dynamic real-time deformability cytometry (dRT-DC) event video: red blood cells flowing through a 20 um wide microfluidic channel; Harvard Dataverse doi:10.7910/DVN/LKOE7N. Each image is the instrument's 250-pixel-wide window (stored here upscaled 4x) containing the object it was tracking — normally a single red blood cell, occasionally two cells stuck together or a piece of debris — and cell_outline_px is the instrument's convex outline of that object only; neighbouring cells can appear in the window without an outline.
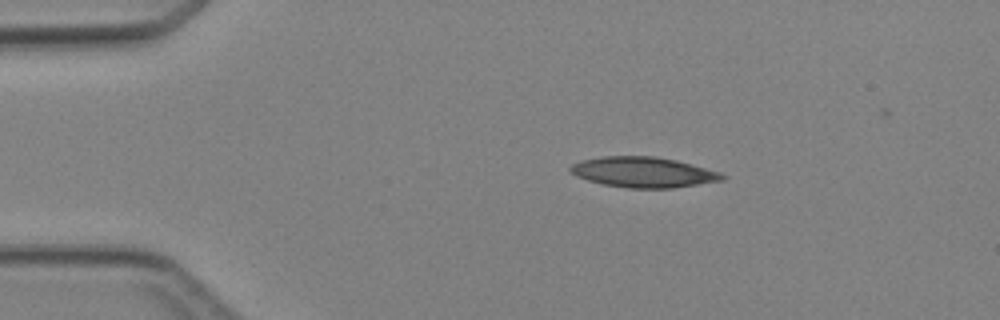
{"species": "Egyptian fruit bat (a non-hibernating species)", "species_latin": "Rousettus aegyptiacus", "temperature_condition": "cold", "stored_images_in_passage": 4, "camera_frame_rate_fps": 3000, "um_per_image_px": 0.085, "animal": {"sex": "female"}, "frame": {"image": 1, "passage_image": 2, "time_ms": 1.333, "image_size_px": [1000, 320], "cell_outline_px": [[728, 176], [724, 180], [672, 188], [628, 188], [604, 184], [588, 180], [576, 176], [568, 172], [568, 168], [572, 164], [580, 160], [604, 156], [652, 156], [676, 160], [720, 172]], "centroid_in_image_um": [54.66, 14.63], "position_along_channel_um": 30.3, "area_um2": 26.93}}
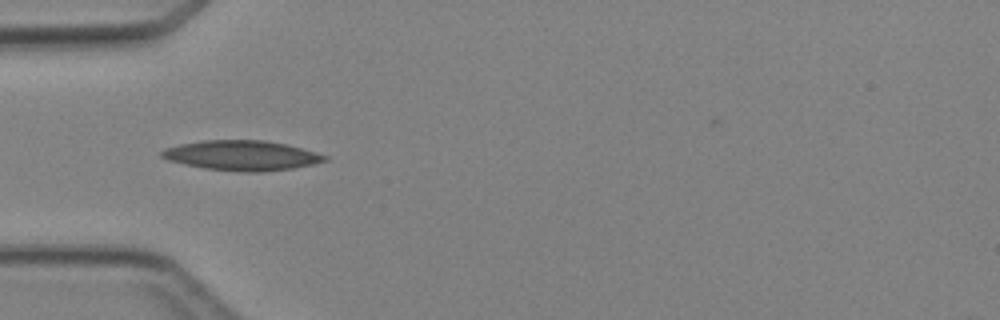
{"frame": {"image": 2, "passage_image": 3, "time_ms": 3.333, "image_size_px": [1000, 320], "cell_outline_px": [[328, 160], [312, 164], [292, 168], [260, 172], [240, 172], [204, 168], [184, 164], [168, 160], [160, 156], [160, 152], [164, 148], [180, 144], [204, 140], [264, 140], [288, 144], [316, 152], [328, 156]], "centroid_in_image_um": [20.54, 13.21], "position_along_channel_um": 64.5, "area_um2": 28.5}}
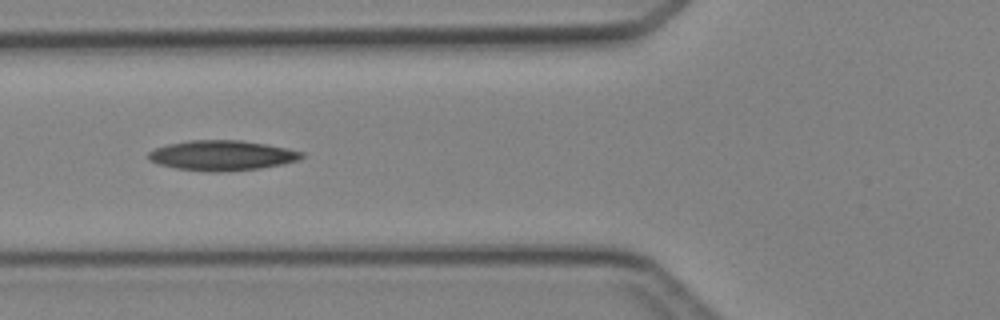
{"frame": {"image": 3, "passage_image": 4, "time_ms": 4.333, "image_size_px": [1000, 320], "cell_outline_px": [[304, 156], [300, 160], [260, 168], [224, 172], [208, 172], [176, 168], [160, 164], [148, 160], [148, 152], [156, 148], [168, 144], [188, 140], [240, 140], [288, 148], [304, 152]], "centroid_in_image_um": [18.87, 13.21], "position_along_channel_um": 106.9, "area_um2": 26.88}}